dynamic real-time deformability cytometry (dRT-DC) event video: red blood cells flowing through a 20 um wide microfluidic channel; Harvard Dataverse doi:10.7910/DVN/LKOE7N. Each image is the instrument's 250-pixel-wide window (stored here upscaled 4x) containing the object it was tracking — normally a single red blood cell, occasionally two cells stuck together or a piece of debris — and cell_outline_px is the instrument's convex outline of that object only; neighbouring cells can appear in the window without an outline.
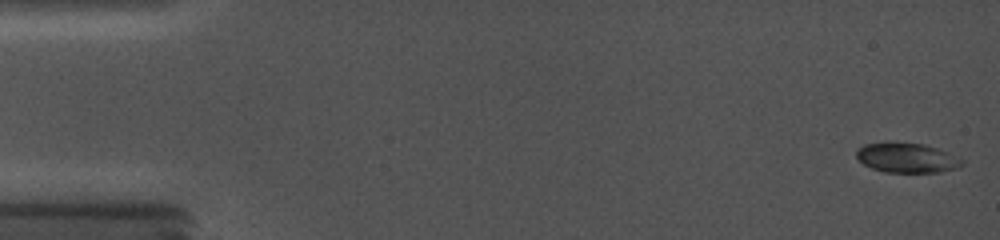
{"species": "common noctule bat (a hibernating species)", "species_latin": "Nyctalus noctula", "temperature_condition": "cold", "stored_images_in_passage": 22, "camera_frame_rate_fps": 5000, "um_per_image_px": 0.085, "animal": {"sex": "female", "body_mass_g": 19.0, "forearm_length_mm": 56.7}, "frame": {"image": 1, "passage_image": 1, "time_ms": 0.0, "image_size_px": [1000, 240], "cell_outline_px": [[964, 164], [956, 168], [940, 172], [884, 172], [872, 168], [864, 164], [856, 156], [856, 148], [864, 144], [888, 140], [924, 144], [948, 152], [964, 160]], "centroid_in_image_um": [77.05, 13.38], "position_along_channel_um": 8.0, "area_um2": 18.73}}
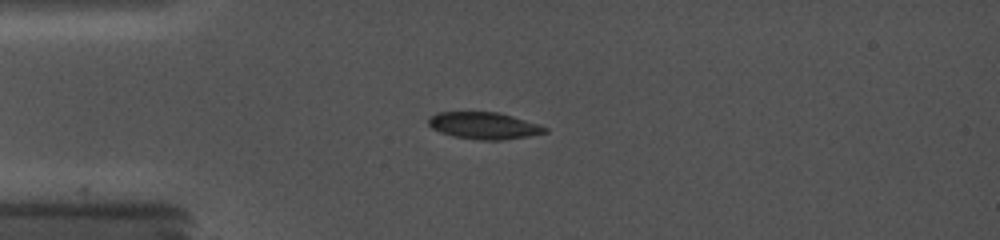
{"frame": {"image": 2, "passage_image": 10, "time_ms": 4.2, "image_size_px": [1000, 240], "cell_outline_px": [[548, 132], [528, 136], [500, 140], [480, 140], [452, 136], [440, 132], [432, 128], [428, 124], [428, 116], [436, 112], [500, 112], [540, 124], [548, 128]], "centroid_in_image_um": [41.13, 10.67], "position_along_channel_um": 43.9, "area_um2": 18.44}}
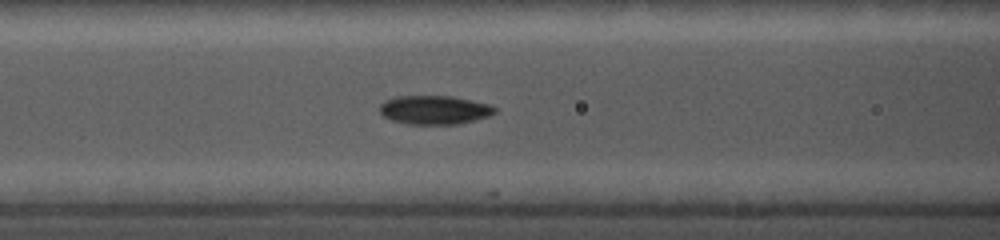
{"frame": {"image": 3, "passage_image": 17, "time_ms": 7.0, "image_size_px": [1000, 240], "cell_outline_px": [[496, 112], [488, 116], [460, 124], [408, 124], [392, 120], [384, 116], [380, 112], [380, 104], [384, 100], [396, 96], [452, 96], [472, 100], [488, 104], [496, 108]], "centroid_in_image_um": [36.91, 9.34], "position_along_channel_um": 129.7, "area_um2": 19.31}}